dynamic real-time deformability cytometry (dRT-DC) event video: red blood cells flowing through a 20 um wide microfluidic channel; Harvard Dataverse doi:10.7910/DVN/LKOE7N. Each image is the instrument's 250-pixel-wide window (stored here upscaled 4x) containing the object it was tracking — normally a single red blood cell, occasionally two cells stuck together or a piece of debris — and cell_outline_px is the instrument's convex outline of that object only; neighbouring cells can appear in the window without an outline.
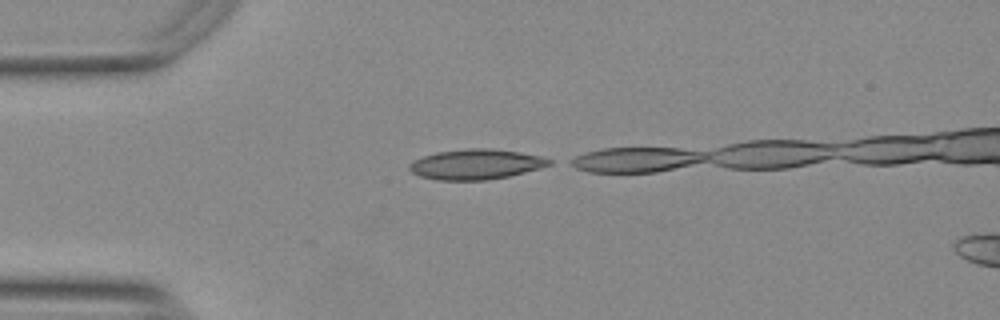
{"species": "Egyptian fruit bat (a non-hibernating species)", "species_latin": "Rousettus aegyptiacus", "temperature_condition": "warm", "stored_images_in_passage": 7, "camera_frame_rate_fps": 3000, "um_per_image_px": 0.085, "animal": {"sex": "female"}, "frame": {"image": 1, "passage_image": 1, "time_ms": 0.0, "image_size_px": [1000, 320], "cell_outline_px": [[552, 164], [540, 168], [508, 176], [488, 180], [436, 180], [420, 176], [412, 172], [408, 168], [408, 164], [424, 156], [436, 152], [468, 148], [488, 148], [516, 152], [540, 156], [552, 160]], "centroid_in_image_um": [40.43, 13.97], "position_along_channel_um": 44.6, "area_um2": 24.39}}